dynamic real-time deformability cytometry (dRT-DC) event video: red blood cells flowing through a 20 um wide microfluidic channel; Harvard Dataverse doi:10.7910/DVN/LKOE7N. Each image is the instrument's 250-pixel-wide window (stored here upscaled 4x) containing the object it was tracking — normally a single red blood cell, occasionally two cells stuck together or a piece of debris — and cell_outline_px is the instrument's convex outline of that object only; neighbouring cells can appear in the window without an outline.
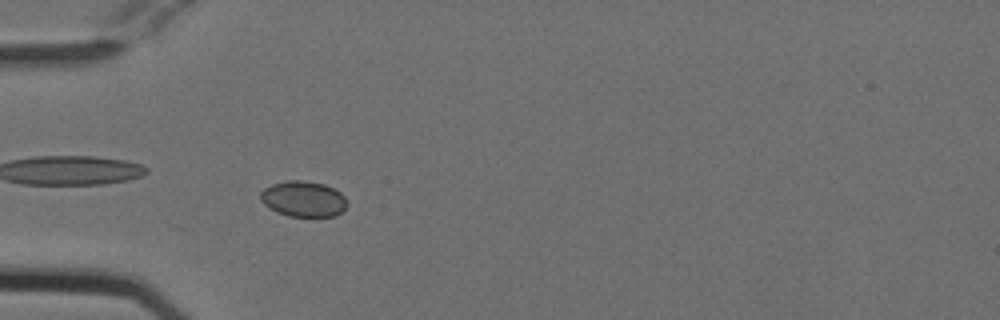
{"species": "Egyptian fruit bat (a non-hibernating species)", "species_latin": "Rousettus aegyptiacus", "temperature_condition": "cold", "stored_images_in_passage": 29, "camera_frame_rate_fps": 3000, "um_per_image_px": 0.085, "animal": {"sex": "female"}, "frame": {"image": 1, "passage_image": 14, "time_ms": 4.333, "image_size_px": [1000, 320], "cell_outline_px": [[348, 204], [336, 216], [288, 216], [276, 212], [268, 208], [260, 200], [260, 192], [264, 188], [272, 184], [288, 180], [300, 180], [324, 184], [340, 192], [348, 200]], "centroid_in_image_um": [25.77, 16.91], "position_along_channel_um": 59.2, "area_um2": 18.09}}
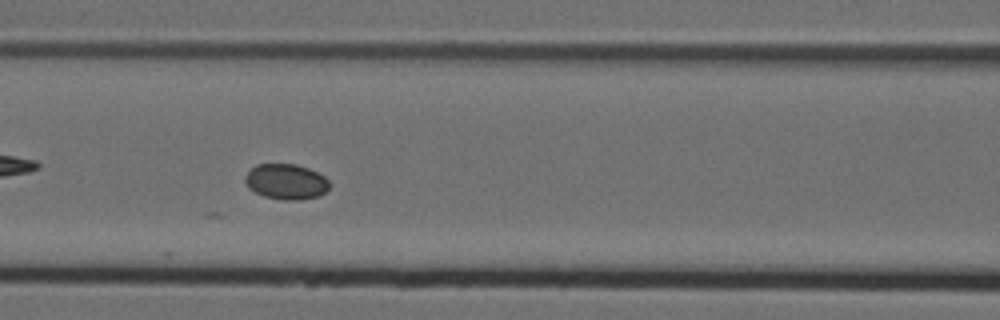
{"frame": {"image": 2, "passage_image": 21, "time_ms": 6.667, "image_size_px": [1000, 320], "cell_outline_px": [[328, 188], [320, 196], [300, 200], [284, 200], [264, 196], [248, 188], [244, 180], [244, 176], [256, 164], [296, 164], [308, 168], [324, 176], [328, 180]], "centroid_in_image_um": [24.3, 15.44], "position_along_channel_um": 142.3, "area_um2": 17.4}}
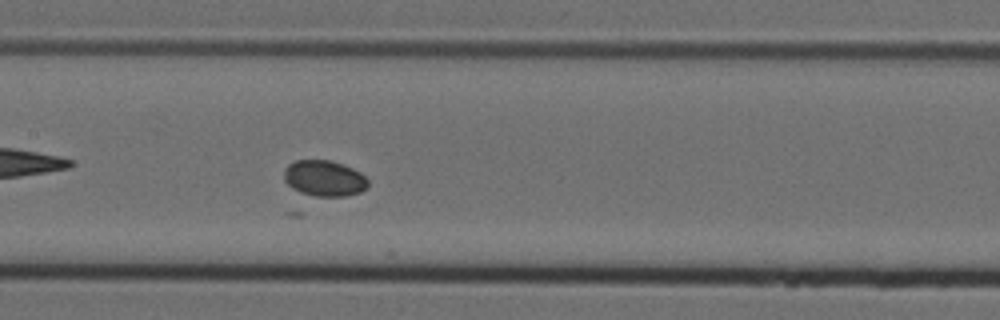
{"frame": {"image": 3, "passage_image": 24, "time_ms": 7.667, "image_size_px": [1000, 320], "cell_outline_px": [[368, 188], [360, 192], [344, 196], [316, 196], [300, 192], [292, 188], [284, 180], [284, 168], [288, 164], [296, 160], [332, 160], [352, 168], [360, 172], [368, 180]], "centroid_in_image_um": [27.56, 15.15], "position_along_channel_um": 179.8, "area_um2": 17.63}}